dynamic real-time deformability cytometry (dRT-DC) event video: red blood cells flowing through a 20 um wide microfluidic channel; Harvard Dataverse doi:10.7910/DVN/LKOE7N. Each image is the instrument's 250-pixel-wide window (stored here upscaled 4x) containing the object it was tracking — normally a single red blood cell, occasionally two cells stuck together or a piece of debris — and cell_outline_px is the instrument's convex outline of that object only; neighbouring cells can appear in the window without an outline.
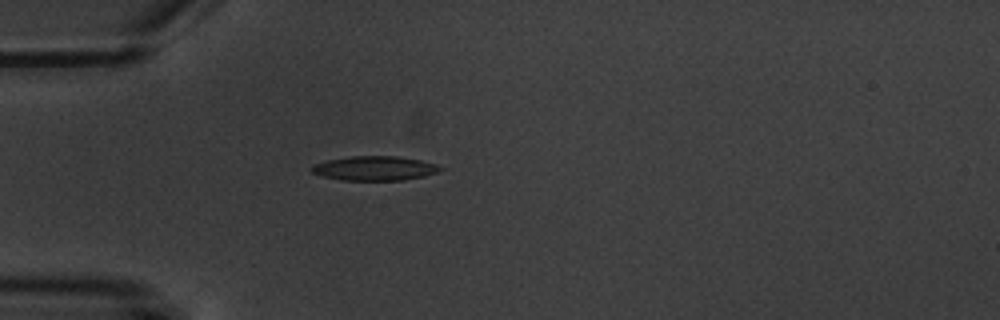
{"species": "common noctule bat (a hibernating species)", "species_latin": "Nyctalus noctula", "temperature_condition": "warm", "stored_images_in_passage": 1, "camera_frame_rate_fps": 3000, "um_per_image_px": 0.085, "animal": {"sex": "male", "body_mass_g": 20.1, "forearm_length_mm": 53.5}, "frame": {"image": 1, "passage_image": 1, "time_ms": 0.0, "image_size_px": [1000, 320], "cell_outline_px": [[444, 168], [436, 172], [424, 176], [404, 180], [340, 180], [324, 176], [312, 172], [308, 168], [316, 164], [328, 160], [352, 156], [396, 156], [420, 160], [436, 164]], "centroid_in_image_um": [31.85, 14.31], "position_along_channel_um": 53.2, "area_um2": 18.09}}